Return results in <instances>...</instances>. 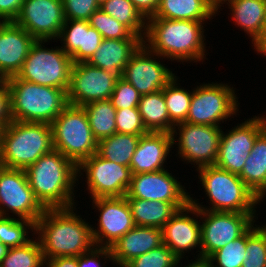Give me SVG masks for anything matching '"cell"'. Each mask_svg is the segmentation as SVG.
I'll list each match as a JSON object with an SVG mask.
<instances>
[{"instance_id": "6da1fadb", "label": "cell", "mask_w": 266, "mask_h": 267, "mask_svg": "<svg viewBox=\"0 0 266 267\" xmlns=\"http://www.w3.org/2000/svg\"><path fill=\"white\" fill-rule=\"evenodd\" d=\"M210 23L190 20L149 18L143 44L168 61L182 65L205 62L207 55L206 27Z\"/></svg>"}, {"instance_id": "7a4b0ae2", "label": "cell", "mask_w": 266, "mask_h": 267, "mask_svg": "<svg viewBox=\"0 0 266 267\" xmlns=\"http://www.w3.org/2000/svg\"><path fill=\"white\" fill-rule=\"evenodd\" d=\"M77 207L45 209L35 223L44 259L79 256L94 246L91 223L81 217ZM84 218V219H83Z\"/></svg>"}, {"instance_id": "3957f363", "label": "cell", "mask_w": 266, "mask_h": 267, "mask_svg": "<svg viewBox=\"0 0 266 267\" xmlns=\"http://www.w3.org/2000/svg\"><path fill=\"white\" fill-rule=\"evenodd\" d=\"M36 200L44 209L78 206L77 166L53 149L25 170Z\"/></svg>"}, {"instance_id": "277c9868", "label": "cell", "mask_w": 266, "mask_h": 267, "mask_svg": "<svg viewBox=\"0 0 266 267\" xmlns=\"http://www.w3.org/2000/svg\"><path fill=\"white\" fill-rule=\"evenodd\" d=\"M199 183L204 190L208 205L199 203L194 194L190 195V203L199 210L215 212L258 213L261 201L246 186L239 175L221 169L215 165L200 167L196 170ZM207 197V198H206Z\"/></svg>"}, {"instance_id": "5b68a950", "label": "cell", "mask_w": 266, "mask_h": 267, "mask_svg": "<svg viewBox=\"0 0 266 267\" xmlns=\"http://www.w3.org/2000/svg\"><path fill=\"white\" fill-rule=\"evenodd\" d=\"M53 149L50 124L12 120L2 131L0 166L25 170Z\"/></svg>"}, {"instance_id": "8992f818", "label": "cell", "mask_w": 266, "mask_h": 267, "mask_svg": "<svg viewBox=\"0 0 266 267\" xmlns=\"http://www.w3.org/2000/svg\"><path fill=\"white\" fill-rule=\"evenodd\" d=\"M11 116L14 121L51 124L69 105L64 89L7 78Z\"/></svg>"}, {"instance_id": "52a82bcc", "label": "cell", "mask_w": 266, "mask_h": 267, "mask_svg": "<svg viewBox=\"0 0 266 267\" xmlns=\"http://www.w3.org/2000/svg\"><path fill=\"white\" fill-rule=\"evenodd\" d=\"M231 82L199 83L193 87V94L185 122L195 125L218 126L234 120L240 111L237 90ZM232 86V87H231ZM238 115V116H236ZM233 118V120H232Z\"/></svg>"}, {"instance_id": "ba28073f", "label": "cell", "mask_w": 266, "mask_h": 267, "mask_svg": "<svg viewBox=\"0 0 266 267\" xmlns=\"http://www.w3.org/2000/svg\"><path fill=\"white\" fill-rule=\"evenodd\" d=\"M50 42L57 43V40H36L15 77L38 85L64 89L67 92L73 61L60 45L48 48L46 45Z\"/></svg>"}, {"instance_id": "9c48e42d", "label": "cell", "mask_w": 266, "mask_h": 267, "mask_svg": "<svg viewBox=\"0 0 266 267\" xmlns=\"http://www.w3.org/2000/svg\"><path fill=\"white\" fill-rule=\"evenodd\" d=\"M50 125L53 148L76 166L97 152L98 141L82 107L68 105Z\"/></svg>"}, {"instance_id": "30bf717a", "label": "cell", "mask_w": 266, "mask_h": 267, "mask_svg": "<svg viewBox=\"0 0 266 267\" xmlns=\"http://www.w3.org/2000/svg\"><path fill=\"white\" fill-rule=\"evenodd\" d=\"M223 128L187 122L175 125L171 134L172 146L177 148V153L173 156L187 165L190 163L195 170L215 165Z\"/></svg>"}, {"instance_id": "8fae6325", "label": "cell", "mask_w": 266, "mask_h": 267, "mask_svg": "<svg viewBox=\"0 0 266 267\" xmlns=\"http://www.w3.org/2000/svg\"><path fill=\"white\" fill-rule=\"evenodd\" d=\"M131 177L130 167L106 160L97 153L77 166V185L86 184L83 192L88 191L91 200L99 197L125 196L131 183Z\"/></svg>"}, {"instance_id": "7c38bea8", "label": "cell", "mask_w": 266, "mask_h": 267, "mask_svg": "<svg viewBox=\"0 0 266 267\" xmlns=\"http://www.w3.org/2000/svg\"><path fill=\"white\" fill-rule=\"evenodd\" d=\"M244 120L225 132L222 130L215 163V166L236 175L241 174L256 138L266 129L263 113Z\"/></svg>"}, {"instance_id": "4fadbf2b", "label": "cell", "mask_w": 266, "mask_h": 267, "mask_svg": "<svg viewBox=\"0 0 266 267\" xmlns=\"http://www.w3.org/2000/svg\"><path fill=\"white\" fill-rule=\"evenodd\" d=\"M258 213L200 210L201 258H209L227 243L242 236L258 220Z\"/></svg>"}, {"instance_id": "5bb4252c", "label": "cell", "mask_w": 266, "mask_h": 267, "mask_svg": "<svg viewBox=\"0 0 266 267\" xmlns=\"http://www.w3.org/2000/svg\"><path fill=\"white\" fill-rule=\"evenodd\" d=\"M44 210L34 196L25 171L0 166V216L36 223Z\"/></svg>"}, {"instance_id": "9a60e30c", "label": "cell", "mask_w": 266, "mask_h": 267, "mask_svg": "<svg viewBox=\"0 0 266 267\" xmlns=\"http://www.w3.org/2000/svg\"><path fill=\"white\" fill-rule=\"evenodd\" d=\"M97 213V225L91 224L95 246L110 247L135 227L127 199L123 197H99L90 200ZM98 210V211H97Z\"/></svg>"}, {"instance_id": "2e32d148", "label": "cell", "mask_w": 266, "mask_h": 267, "mask_svg": "<svg viewBox=\"0 0 266 267\" xmlns=\"http://www.w3.org/2000/svg\"><path fill=\"white\" fill-rule=\"evenodd\" d=\"M164 61L166 58L142 44L126 64L121 77L141 96L160 91L177 75L173 73L174 68H168Z\"/></svg>"}, {"instance_id": "e0dca14e", "label": "cell", "mask_w": 266, "mask_h": 267, "mask_svg": "<svg viewBox=\"0 0 266 267\" xmlns=\"http://www.w3.org/2000/svg\"><path fill=\"white\" fill-rule=\"evenodd\" d=\"M171 172V173H170ZM169 169L132 174L126 198H138L173 203L178 209L190 202V194L180 178Z\"/></svg>"}, {"instance_id": "ac0fdd59", "label": "cell", "mask_w": 266, "mask_h": 267, "mask_svg": "<svg viewBox=\"0 0 266 267\" xmlns=\"http://www.w3.org/2000/svg\"><path fill=\"white\" fill-rule=\"evenodd\" d=\"M119 77L87 62L73 63L67 91L69 105L83 107L93 101L108 100Z\"/></svg>"}, {"instance_id": "d6986e66", "label": "cell", "mask_w": 266, "mask_h": 267, "mask_svg": "<svg viewBox=\"0 0 266 267\" xmlns=\"http://www.w3.org/2000/svg\"><path fill=\"white\" fill-rule=\"evenodd\" d=\"M162 237L163 244L179 259H188L190 255L186 253H194L195 249L198 251L197 255L193 254V259L201 258L200 210L190 202L178 209L163 226Z\"/></svg>"}, {"instance_id": "ffe728a7", "label": "cell", "mask_w": 266, "mask_h": 267, "mask_svg": "<svg viewBox=\"0 0 266 267\" xmlns=\"http://www.w3.org/2000/svg\"><path fill=\"white\" fill-rule=\"evenodd\" d=\"M64 22L62 0H24L14 20L36 40H57Z\"/></svg>"}, {"instance_id": "44dd1931", "label": "cell", "mask_w": 266, "mask_h": 267, "mask_svg": "<svg viewBox=\"0 0 266 267\" xmlns=\"http://www.w3.org/2000/svg\"><path fill=\"white\" fill-rule=\"evenodd\" d=\"M36 39L14 22L0 28V75L6 80L16 76Z\"/></svg>"}, {"instance_id": "7402d4cb", "label": "cell", "mask_w": 266, "mask_h": 267, "mask_svg": "<svg viewBox=\"0 0 266 267\" xmlns=\"http://www.w3.org/2000/svg\"><path fill=\"white\" fill-rule=\"evenodd\" d=\"M172 150L171 133L149 132L146 135L140 136L136 151L130 161L129 167L132 174L156 172L166 169L169 157L172 158V153L174 154Z\"/></svg>"}, {"instance_id": "603a6c76", "label": "cell", "mask_w": 266, "mask_h": 267, "mask_svg": "<svg viewBox=\"0 0 266 267\" xmlns=\"http://www.w3.org/2000/svg\"><path fill=\"white\" fill-rule=\"evenodd\" d=\"M102 40L99 31L91 27L88 21L82 20H65L57 39L73 63L87 62Z\"/></svg>"}, {"instance_id": "cb8c5ba5", "label": "cell", "mask_w": 266, "mask_h": 267, "mask_svg": "<svg viewBox=\"0 0 266 267\" xmlns=\"http://www.w3.org/2000/svg\"><path fill=\"white\" fill-rule=\"evenodd\" d=\"M162 244V229L135 226L109 247L113 260L111 264H127Z\"/></svg>"}, {"instance_id": "d4e9b609", "label": "cell", "mask_w": 266, "mask_h": 267, "mask_svg": "<svg viewBox=\"0 0 266 267\" xmlns=\"http://www.w3.org/2000/svg\"><path fill=\"white\" fill-rule=\"evenodd\" d=\"M224 5L230 11L227 14L230 15L233 24L235 23V28L239 27L240 31H244L251 44L266 32L264 0H226L217 9V15L224 10Z\"/></svg>"}, {"instance_id": "484cf974", "label": "cell", "mask_w": 266, "mask_h": 267, "mask_svg": "<svg viewBox=\"0 0 266 267\" xmlns=\"http://www.w3.org/2000/svg\"><path fill=\"white\" fill-rule=\"evenodd\" d=\"M142 44L143 39H103L87 63L121 77L126 64Z\"/></svg>"}, {"instance_id": "4316f807", "label": "cell", "mask_w": 266, "mask_h": 267, "mask_svg": "<svg viewBox=\"0 0 266 267\" xmlns=\"http://www.w3.org/2000/svg\"><path fill=\"white\" fill-rule=\"evenodd\" d=\"M217 8L209 0H160L156 14L151 18L210 22Z\"/></svg>"}, {"instance_id": "83f0119b", "label": "cell", "mask_w": 266, "mask_h": 267, "mask_svg": "<svg viewBox=\"0 0 266 267\" xmlns=\"http://www.w3.org/2000/svg\"><path fill=\"white\" fill-rule=\"evenodd\" d=\"M239 177L264 203L266 199V129L256 138Z\"/></svg>"}, {"instance_id": "f1b7e54d", "label": "cell", "mask_w": 266, "mask_h": 267, "mask_svg": "<svg viewBox=\"0 0 266 267\" xmlns=\"http://www.w3.org/2000/svg\"><path fill=\"white\" fill-rule=\"evenodd\" d=\"M135 226L162 229L178 208L171 202L126 198Z\"/></svg>"}, {"instance_id": "f546056e", "label": "cell", "mask_w": 266, "mask_h": 267, "mask_svg": "<svg viewBox=\"0 0 266 267\" xmlns=\"http://www.w3.org/2000/svg\"><path fill=\"white\" fill-rule=\"evenodd\" d=\"M138 110L148 132L170 133V119L163 90L142 95Z\"/></svg>"}, {"instance_id": "4dcf8cb0", "label": "cell", "mask_w": 266, "mask_h": 267, "mask_svg": "<svg viewBox=\"0 0 266 267\" xmlns=\"http://www.w3.org/2000/svg\"><path fill=\"white\" fill-rule=\"evenodd\" d=\"M139 140L140 136L116 132L98 142L96 153L106 160L129 167Z\"/></svg>"}, {"instance_id": "1f68e13d", "label": "cell", "mask_w": 266, "mask_h": 267, "mask_svg": "<svg viewBox=\"0 0 266 267\" xmlns=\"http://www.w3.org/2000/svg\"><path fill=\"white\" fill-rule=\"evenodd\" d=\"M181 79L175 76L162 90L169 113L170 133L175 125L184 123L187 119L193 88L189 90L179 83Z\"/></svg>"}, {"instance_id": "d6a6232c", "label": "cell", "mask_w": 266, "mask_h": 267, "mask_svg": "<svg viewBox=\"0 0 266 267\" xmlns=\"http://www.w3.org/2000/svg\"><path fill=\"white\" fill-rule=\"evenodd\" d=\"M82 108L86 112L93 136L98 142L116 133V109L109 99L93 101Z\"/></svg>"}, {"instance_id": "836d02e7", "label": "cell", "mask_w": 266, "mask_h": 267, "mask_svg": "<svg viewBox=\"0 0 266 267\" xmlns=\"http://www.w3.org/2000/svg\"><path fill=\"white\" fill-rule=\"evenodd\" d=\"M100 9L144 39L147 20L130 0H100Z\"/></svg>"}, {"instance_id": "e575fe53", "label": "cell", "mask_w": 266, "mask_h": 267, "mask_svg": "<svg viewBox=\"0 0 266 267\" xmlns=\"http://www.w3.org/2000/svg\"><path fill=\"white\" fill-rule=\"evenodd\" d=\"M34 235V222L12 216H0V242L8 248L24 246Z\"/></svg>"}, {"instance_id": "d590c367", "label": "cell", "mask_w": 266, "mask_h": 267, "mask_svg": "<svg viewBox=\"0 0 266 267\" xmlns=\"http://www.w3.org/2000/svg\"><path fill=\"white\" fill-rule=\"evenodd\" d=\"M0 267H45V259L38 239L24 246L9 248Z\"/></svg>"}, {"instance_id": "8d00e7d4", "label": "cell", "mask_w": 266, "mask_h": 267, "mask_svg": "<svg viewBox=\"0 0 266 267\" xmlns=\"http://www.w3.org/2000/svg\"><path fill=\"white\" fill-rule=\"evenodd\" d=\"M256 221L246 231V253L242 267H266V229Z\"/></svg>"}, {"instance_id": "74e56055", "label": "cell", "mask_w": 266, "mask_h": 267, "mask_svg": "<svg viewBox=\"0 0 266 267\" xmlns=\"http://www.w3.org/2000/svg\"><path fill=\"white\" fill-rule=\"evenodd\" d=\"M88 23L99 31L103 39H142L101 9L96 10L90 16Z\"/></svg>"}, {"instance_id": "f35d334b", "label": "cell", "mask_w": 266, "mask_h": 267, "mask_svg": "<svg viewBox=\"0 0 266 267\" xmlns=\"http://www.w3.org/2000/svg\"><path fill=\"white\" fill-rule=\"evenodd\" d=\"M246 253V232L215 251L208 260L212 267H242Z\"/></svg>"}, {"instance_id": "ab89813d", "label": "cell", "mask_w": 266, "mask_h": 267, "mask_svg": "<svg viewBox=\"0 0 266 267\" xmlns=\"http://www.w3.org/2000/svg\"><path fill=\"white\" fill-rule=\"evenodd\" d=\"M179 258L165 244L138 256L126 265L128 267H177Z\"/></svg>"}, {"instance_id": "60d3db41", "label": "cell", "mask_w": 266, "mask_h": 267, "mask_svg": "<svg viewBox=\"0 0 266 267\" xmlns=\"http://www.w3.org/2000/svg\"><path fill=\"white\" fill-rule=\"evenodd\" d=\"M116 132L137 136L149 133L143 124L138 108L116 110Z\"/></svg>"}, {"instance_id": "b9f144b4", "label": "cell", "mask_w": 266, "mask_h": 267, "mask_svg": "<svg viewBox=\"0 0 266 267\" xmlns=\"http://www.w3.org/2000/svg\"><path fill=\"white\" fill-rule=\"evenodd\" d=\"M141 99V94L122 77L116 80L115 87L110 101L116 109L138 108V103Z\"/></svg>"}, {"instance_id": "7bdbcfd3", "label": "cell", "mask_w": 266, "mask_h": 267, "mask_svg": "<svg viewBox=\"0 0 266 267\" xmlns=\"http://www.w3.org/2000/svg\"><path fill=\"white\" fill-rule=\"evenodd\" d=\"M65 20L88 21L100 9V0H62Z\"/></svg>"}, {"instance_id": "ee69618b", "label": "cell", "mask_w": 266, "mask_h": 267, "mask_svg": "<svg viewBox=\"0 0 266 267\" xmlns=\"http://www.w3.org/2000/svg\"><path fill=\"white\" fill-rule=\"evenodd\" d=\"M111 262L113 260L109 247L94 246L90 251L78 256V267H106V264Z\"/></svg>"}, {"instance_id": "f6af8a7d", "label": "cell", "mask_w": 266, "mask_h": 267, "mask_svg": "<svg viewBox=\"0 0 266 267\" xmlns=\"http://www.w3.org/2000/svg\"><path fill=\"white\" fill-rule=\"evenodd\" d=\"M12 121L10 93L6 81L0 85V125L5 128Z\"/></svg>"}, {"instance_id": "bcb514c9", "label": "cell", "mask_w": 266, "mask_h": 267, "mask_svg": "<svg viewBox=\"0 0 266 267\" xmlns=\"http://www.w3.org/2000/svg\"><path fill=\"white\" fill-rule=\"evenodd\" d=\"M24 0H0V19L14 22L17 18Z\"/></svg>"}, {"instance_id": "7dc6e473", "label": "cell", "mask_w": 266, "mask_h": 267, "mask_svg": "<svg viewBox=\"0 0 266 267\" xmlns=\"http://www.w3.org/2000/svg\"><path fill=\"white\" fill-rule=\"evenodd\" d=\"M135 8L147 20L153 17L159 7L160 0H130Z\"/></svg>"}, {"instance_id": "c3c4849f", "label": "cell", "mask_w": 266, "mask_h": 267, "mask_svg": "<svg viewBox=\"0 0 266 267\" xmlns=\"http://www.w3.org/2000/svg\"><path fill=\"white\" fill-rule=\"evenodd\" d=\"M45 267H78V256L47 259L45 260Z\"/></svg>"}, {"instance_id": "681fc988", "label": "cell", "mask_w": 266, "mask_h": 267, "mask_svg": "<svg viewBox=\"0 0 266 267\" xmlns=\"http://www.w3.org/2000/svg\"><path fill=\"white\" fill-rule=\"evenodd\" d=\"M187 260V261H185ZM183 259H180L178 262L177 267H212V264L210 263V261L207 258H198V259H184V264L182 263ZM190 261V262H189ZM187 262V264H186ZM189 262V263H188Z\"/></svg>"}, {"instance_id": "f907efd6", "label": "cell", "mask_w": 266, "mask_h": 267, "mask_svg": "<svg viewBox=\"0 0 266 267\" xmlns=\"http://www.w3.org/2000/svg\"><path fill=\"white\" fill-rule=\"evenodd\" d=\"M252 47L258 56L260 55L266 59V35H262L254 44L251 45V49Z\"/></svg>"}, {"instance_id": "816d5d0a", "label": "cell", "mask_w": 266, "mask_h": 267, "mask_svg": "<svg viewBox=\"0 0 266 267\" xmlns=\"http://www.w3.org/2000/svg\"><path fill=\"white\" fill-rule=\"evenodd\" d=\"M8 250H9V248L0 242V263L2 262L4 257L6 256Z\"/></svg>"}, {"instance_id": "f5cc1de1", "label": "cell", "mask_w": 266, "mask_h": 267, "mask_svg": "<svg viewBox=\"0 0 266 267\" xmlns=\"http://www.w3.org/2000/svg\"><path fill=\"white\" fill-rule=\"evenodd\" d=\"M217 9L226 1V0H209Z\"/></svg>"}, {"instance_id": "db71d44e", "label": "cell", "mask_w": 266, "mask_h": 267, "mask_svg": "<svg viewBox=\"0 0 266 267\" xmlns=\"http://www.w3.org/2000/svg\"><path fill=\"white\" fill-rule=\"evenodd\" d=\"M113 266L117 267H128L126 264H112Z\"/></svg>"}, {"instance_id": "11a10c76", "label": "cell", "mask_w": 266, "mask_h": 267, "mask_svg": "<svg viewBox=\"0 0 266 267\" xmlns=\"http://www.w3.org/2000/svg\"><path fill=\"white\" fill-rule=\"evenodd\" d=\"M2 131H3V127L0 125V144H1Z\"/></svg>"}, {"instance_id": "9f6ffc18", "label": "cell", "mask_w": 266, "mask_h": 267, "mask_svg": "<svg viewBox=\"0 0 266 267\" xmlns=\"http://www.w3.org/2000/svg\"><path fill=\"white\" fill-rule=\"evenodd\" d=\"M6 23V21H3L0 19V28Z\"/></svg>"}, {"instance_id": "6f0895ef", "label": "cell", "mask_w": 266, "mask_h": 267, "mask_svg": "<svg viewBox=\"0 0 266 267\" xmlns=\"http://www.w3.org/2000/svg\"><path fill=\"white\" fill-rule=\"evenodd\" d=\"M5 81V79L0 75V85Z\"/></svg>"}, {"instance_id": "680465c9", "label": "cell", "mask_w": 266, "mask_h": 267, "mask_svg": "<svg viewBox=\"0 0 266 267\" xmlns=\"http://www.w3.org/2000/svg\"><path fill=\"white\" fill-rule=\"evenodd\" d=\"M265 2V27H266V0H264Z\"/></svg>"}]
</instances>
